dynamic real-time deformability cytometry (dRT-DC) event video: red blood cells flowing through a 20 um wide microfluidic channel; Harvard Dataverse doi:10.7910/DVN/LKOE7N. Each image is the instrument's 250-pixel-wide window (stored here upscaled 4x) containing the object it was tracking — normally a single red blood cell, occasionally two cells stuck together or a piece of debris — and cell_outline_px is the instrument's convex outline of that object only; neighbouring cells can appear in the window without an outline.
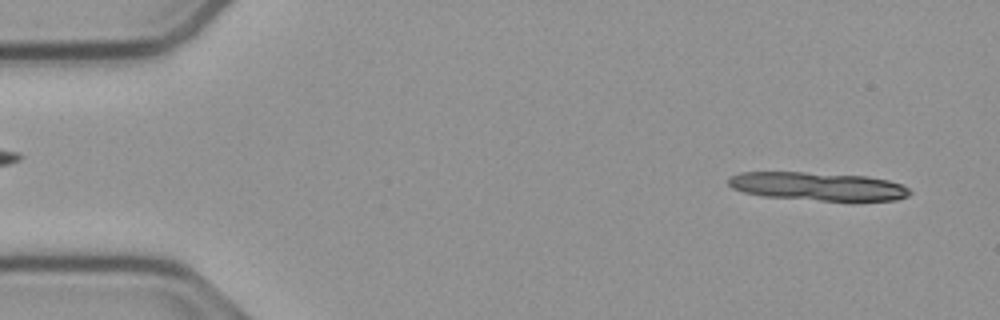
{"species": "common noctule bat (a hibernating species)", "species_latin": "Nyctalus noctula", "temperature_condition": "cold", "stored_images_in_passage": 11, "camera_frame_rate_fps": 3000, "um_per_image_px": 0.085, "animal": {"sex": "male", "body_mass_g": 23.1, "forearm_length_mm": 52.7}, "frame": {"image": 1, "passage_image": 3, "time_ms": 0.667, "image_size_px": [1000, 320], "cell_outline_px": [[912, 192], [908, 196], [896, 200], [820, 200], [764, 196], [744, 192], [732, 188], [728, 184], [728, 176], [740, 172], [804, 172], [864, 176], [888, 180], [900, 184], [908, 188]], "centroid_in_image_um": [69.47, 15.83], "position_along_channel_um": 15.5, "area_um2": 29.65}}